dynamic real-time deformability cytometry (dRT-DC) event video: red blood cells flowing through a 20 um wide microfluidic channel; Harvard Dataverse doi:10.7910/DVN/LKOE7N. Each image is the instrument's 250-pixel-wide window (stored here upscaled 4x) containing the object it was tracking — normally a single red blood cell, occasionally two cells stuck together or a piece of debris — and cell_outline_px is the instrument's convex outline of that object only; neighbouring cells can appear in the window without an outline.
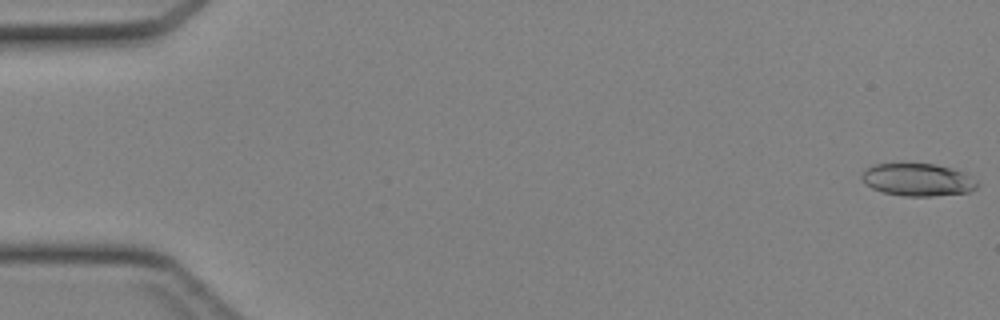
{"species": "Egyptian fruit bat (a non-hibernating species)", "species_latin": "Rousettus aegyptiacus", "temperature_condition": "cold", "stored_images_in_passage": 44, "camera_frame_rate_fps": 3000, "um_per_image_px": 0.085, "animal": {"sex": "female"}, "frame": {"image": 1, "passage_image": 1, "time_ms": 0.0, "image_size_px": [1000, 320], "cell_outline_px": [[980, 184], [976, 188], [968, 192], [932, 196], [904, 196], [884, 192], [872, 188], [864, 184], [860, 176], [864, 168], [876, 164], [936, 164], [964, 172], [976, 180]], "centroid_in_image_um": [77.99, 15.28], "position_along_channel_um": 7.0, "area_um2": 21.96}}
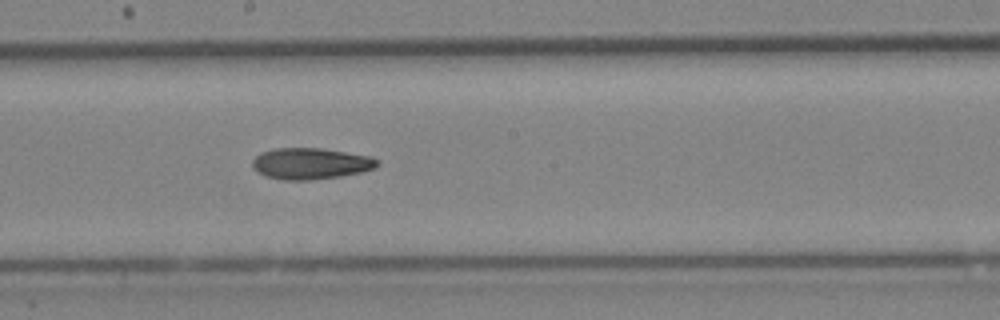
{"frame": {"image": 2, "passage_image": 25, "time_ms": 8.0, "image_size_px": [1000, 320], "cell_outline_px": [[380, 164], [376, 168], [360, 172], [340, 176], [308, 180], [284, 180], [268, 176], [252, 168], [252, 160], [260, 152], [276, 148], [320, 148], [372, 156], [380, 160]], "centroid_in_image_um": [26.44, 13.89], "position_along_channel_um": 221.8, "area_um2": 22.77}}
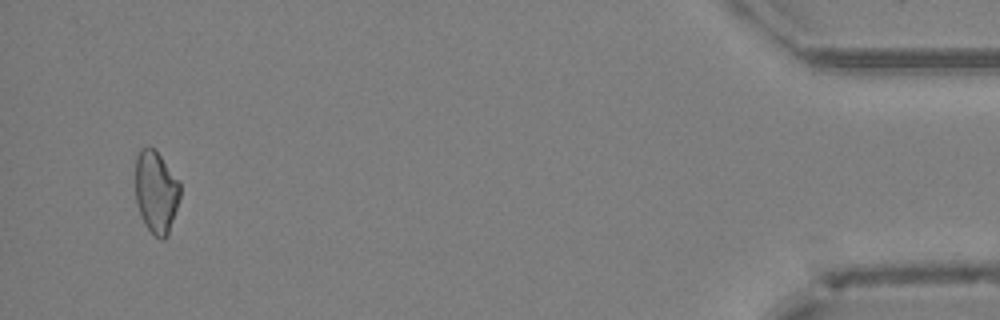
{"frame": {"image": 3, "passage_image": 43, "time_ms": 14.0, "image_size_px": [1000, 320], "cell_outline_px": [[180, 196], [168, 236], [164, 240], [160, 240], [144, 224], [136, 200], [136, 156], [140, 148], [148, 144], [156, 148], [180, 184]], "centroid_in_image_um": [13.26, 16.27], "position_along_channel_um": 421.9, "area_um2": 21.56}}